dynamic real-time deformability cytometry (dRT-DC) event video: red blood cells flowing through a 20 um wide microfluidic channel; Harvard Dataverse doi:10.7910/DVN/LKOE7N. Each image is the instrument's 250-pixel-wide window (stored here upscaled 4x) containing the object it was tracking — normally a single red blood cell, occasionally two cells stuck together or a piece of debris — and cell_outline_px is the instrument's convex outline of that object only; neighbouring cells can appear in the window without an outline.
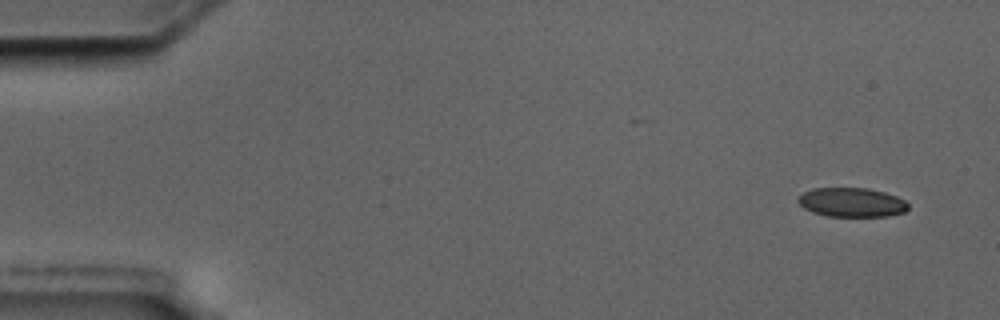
{"species": "common noctule bat (a hibernating species)", "species_latin": "Nyctalus noctula", "temperature_condition": "cold", "stored_images_in_passage": 4, "camera_frame_rate_fps": 3000, "um_per_image_px": 0.085, "animal": {"sex": "male", "body_mass_g": 17.5, "forearm_length_mm": 52.3}, "frame": {"image": 1, "passage_image": 1, "time_ms": 0.0, "image_size_px": [1000, 320], "cell_outline_px": [[908, 208], [904, 212], [888, 216], [828, 216], [812, 212], [804, 208], [796, 200], [804, 192], [812, 188], [868, 188], [884, 192], [896, 196], [904, 200], [908, 204]], "centroid_in_image_um": [72.39, 17.2], "position_along_channel_um": 12.6, "area_um2": 18.67}}
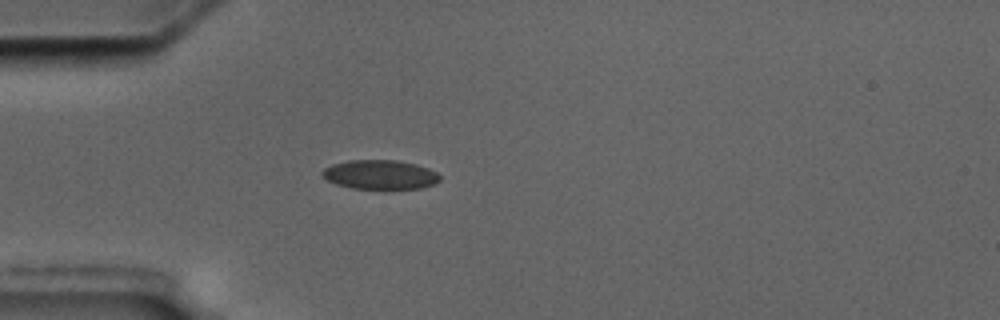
{"frame": {"image": 2, "passage_image": 4, "time_ms": 4.333, "image_size_px": [1000, 320], "cell_outline_px": [[440, 180], [432, 184], [420, 188], [352, 188], [336, 184], [320, 176], [320, 172], [324, 168], [332, 164], [348, 160], [396, 160], [416, 164], [428, 168], [436, 172], [440, 176]], "centroid_in_image_um": [32.26, 14.83], "position_along_channel_um": 52.7, "area_um2": 19.94}}